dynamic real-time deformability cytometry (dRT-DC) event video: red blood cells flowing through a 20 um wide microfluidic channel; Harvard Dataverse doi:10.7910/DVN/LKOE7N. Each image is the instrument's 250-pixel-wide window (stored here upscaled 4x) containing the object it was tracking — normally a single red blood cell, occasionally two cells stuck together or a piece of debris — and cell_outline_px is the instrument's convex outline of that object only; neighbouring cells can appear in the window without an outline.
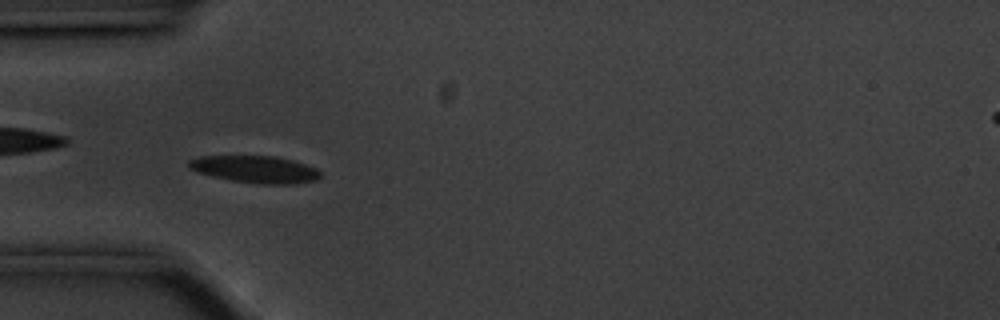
{"species": "common noctule bat (a hibernating species)", "species_latin": "Nyctalus noctula", "temperature_condition": "cold", "stored_images_in_passage": 56, "camera_frame_rate_fps": 3000, "um_per_image_px": 0.085, "animal": {"sex": "male", "body_mass_g": 20.1, "forearm_length_mm": 53.5}, "frame": {"image": 1, "passage_image": 16, "time_ms": 5.0, "image_size_px": [1000, 320], "cell_outline_px": [[320, 176], [316, 180], [296, 184], [260, 184], [232, 180], [212, 176], [196, 172], [188, 168], [188, 160], [200, 156], [276, 156], [292, 160], [316, 168], [320, 172]], "centroid_in_image_um": [21.67, 14.39], "position_along_channel_um": 63.3, "area_um2": 20.81}}
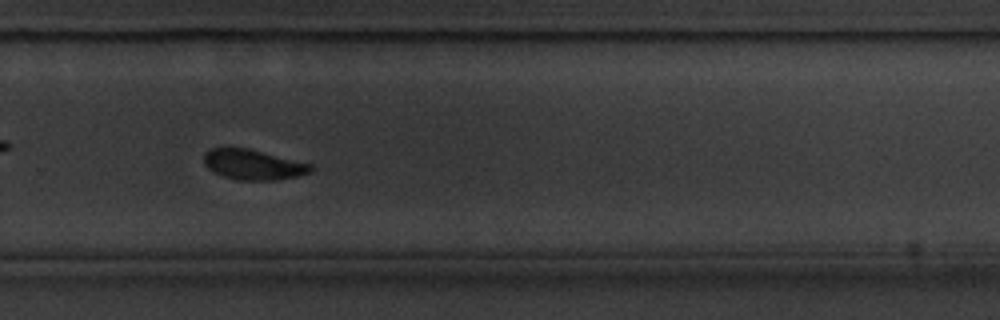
{"frame": {"image": 2, "passage_image": 37, "time_ms": 12.0, "image_size_px": [1000, 320], "cell_outline_px": [[316, 168], [312, 172], [296, 176], [276, 180], [240, 180], [224, 176], [208, 168], [204, 164], [204, 152], [212, 148], [248, 148], [312, 164]], "centroid_in_image_um": [21.56, 13.99], "position_along_channel_um": 308.2, "area_um2": 18.73}}
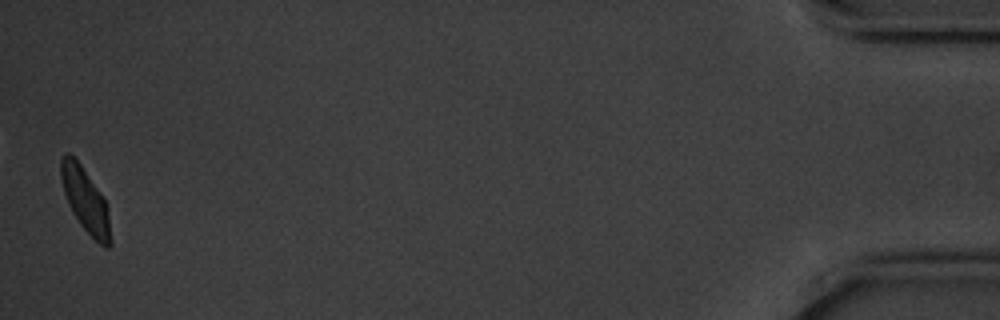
{"frame": {"image": 3, "passage_image": 55, "time_ms": 18.0, "image_size_px": [1000, 320], "cell_outline_px": [[112, 244], [108, 248], [104, 248], [80, 224], [72, 212], [68, 204], [64, 192], [60, 176], [60, 160], [64, 152], [68, 152], [80, 164], [104, 196], [108, 208], [112, 240]], "centroid_in_image_um": [7.28, 17.02], "position_along_channel_um": 427.9, "area_um2": 18.73}, "authors_computed_cell_mechanics": {"area_um2": 19.9699, "velocity_mm_per_s": 3.5174, "shape_relaxation_time_tau1_ms": null, "shape_relaxation_time_tau2_ms": 2.9204, "deformation_change_tau1": null, "deformation_change_tau2": 0.0656}}